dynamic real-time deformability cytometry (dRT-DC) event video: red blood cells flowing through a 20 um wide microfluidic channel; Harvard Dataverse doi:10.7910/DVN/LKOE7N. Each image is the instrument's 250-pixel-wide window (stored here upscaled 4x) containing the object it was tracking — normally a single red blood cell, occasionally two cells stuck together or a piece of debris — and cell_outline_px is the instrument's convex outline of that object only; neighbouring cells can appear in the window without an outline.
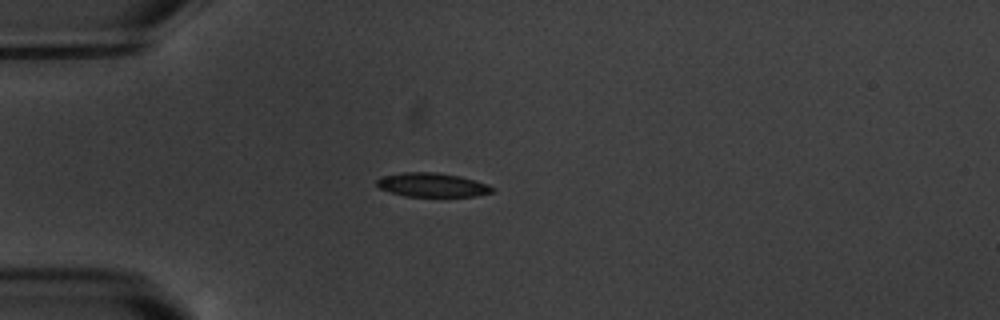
{"species": "common noctule bat (a hibernating species)", "species_latin": "Nyctalus noctula", "temperature_condition": "warm", "stored_images_in_passage": 13, "camera_frame_rate_fps": 3000, "um_per_image_px": 0.085, "animal": {"sex": "male", "body_mass_g": 20.1, "forearm_length_mm": 53.5}, "frame": {"image": 1, "passage_image": 1, "time_ms": 0.0, "image_size_px": [1000, 320], "cell_outline_px": [[496, 188], [492, 192], [476, 196], [404, 196], [380, 188], [376, 184], [376, 180], [384, 176], [404, 172], [436, 172], [460, 176], [488, 184]], "centroid_in_image_um": [36.77, 15.71], "position_along_channel_um": 48.2, "area_um2": 16.01}}
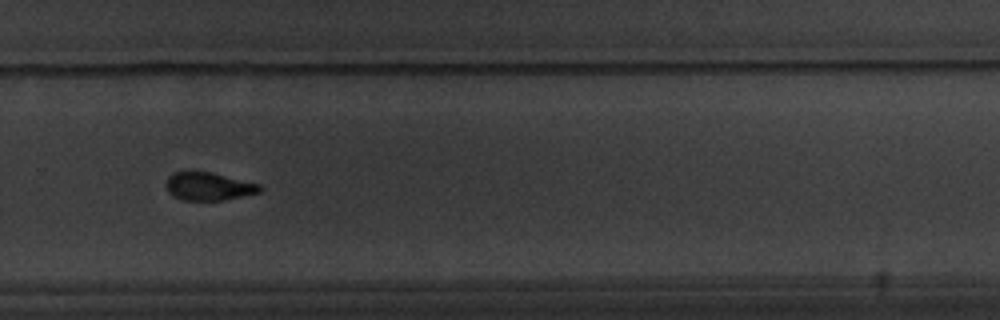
{"frame": {"image": 2, "passage_image": 8, "time_ms": 8.0, "image_size_px": [1000, 320], "cell_outline_px": [[264, 188], [260, 192], [224, 200], [180, 200], [168, 192], [164, 184], [168, 176], [176, 172], [188, 168], [192, 168], [212, 172], [260, 184]], "centroid_in_image_um": [17.68, 15.8], "position_along_channel_um": 312.1, "area_um2": 15.95}}
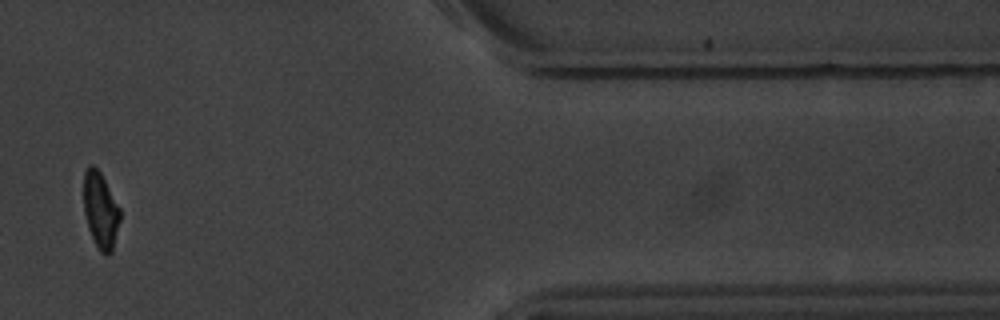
{"frame": {"image": 3, "passage_image": 11, "time_ms": 11.667, "image_size_px": [1000, 320], "cell_outline_px": [[120, 220], [112, 252], [100, 252], [88, 228], [84, 212], [84, 172], [88, 164], [92, 164], [100, 172], [120, 208]], "centroid_in_image_um": [8.54, 17.84], "position_along_channel_um": 402.9, "area_um2": 15.9}, "authors_computed_cell_mechanics": {"area_um2": 16.762, "velocity_mm_per_s": 3.5136, "shape_relaxation_time_tau1_ms": 5.9779, "shape_relaxation_time_tau2_ms": 2.874, "deformation_change_tau1": 0.1715, "deformation_change_tau2": 0.0901}}